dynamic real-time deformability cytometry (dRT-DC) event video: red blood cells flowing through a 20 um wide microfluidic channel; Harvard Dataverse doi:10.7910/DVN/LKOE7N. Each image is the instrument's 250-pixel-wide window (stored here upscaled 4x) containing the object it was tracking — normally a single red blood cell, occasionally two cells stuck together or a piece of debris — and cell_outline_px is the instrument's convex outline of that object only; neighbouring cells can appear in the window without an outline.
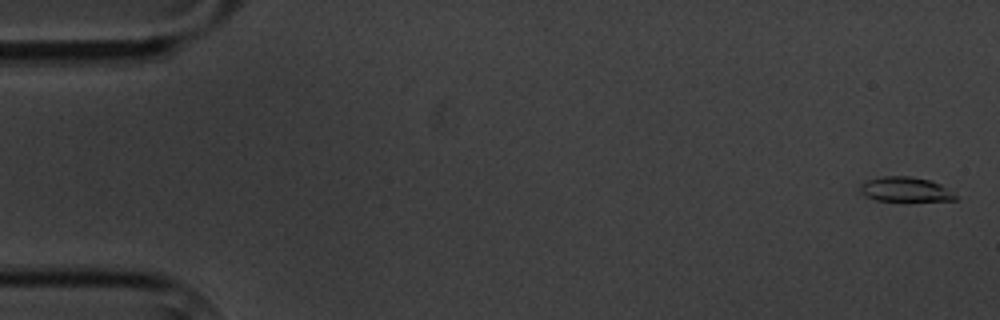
{"species": "common noctule bat (a hibernating species)", "species_latin": "Nyctalus noctula", "temperature_condition": "cold", "stored_images_in_passage": 10, "camera_frame_rate_fps": 3000, "um_per_image_px": 0.085, "animal": {"sex": "male", "body_mass_g": 20.1, "forearm_length_mm": 53.5}, "frame": {"image": 1, "passage_image": 1, "time_ms": 0.0, "image_size_px": [1000, 320], "cell_outline_px": [[960, 196], [956, 200], [876, 200], [864, 196], [860, 192], [860, 184], [868, 180], [880, 176], [908, 176], [928, 180], [940, 184]], "centroid_in_image_um": [76.95, 16.09], "position_along_channel_um": 8.1, "area_um2": 13.58}}
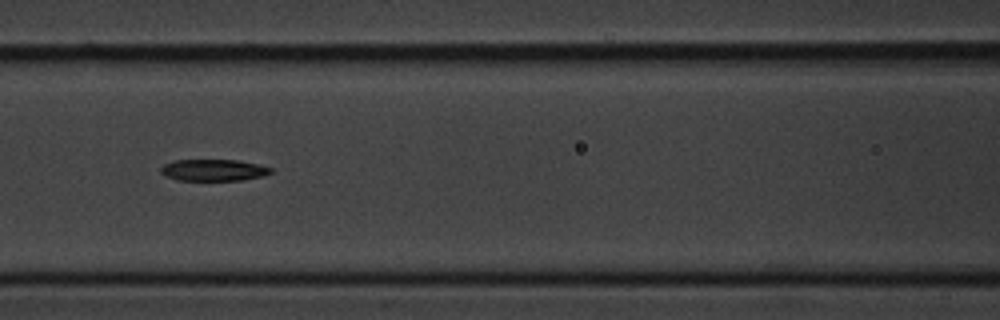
{"frame": {"image": 2, "passage_image": 7, "time_ms": 8.0, "image_size_px": [1000, 320], "cell_outline_px": [[272, 172], [264, 176], [244, 180], [176, 180], [160, 172], [160, 168], [164, 164], [172, 160], [236, 160], [256, 164], [272, 168]], "centroid_in_image_um": [18.14, 14.46], "position_along_channel_um": 148.5, "area_um2": 13.81}}
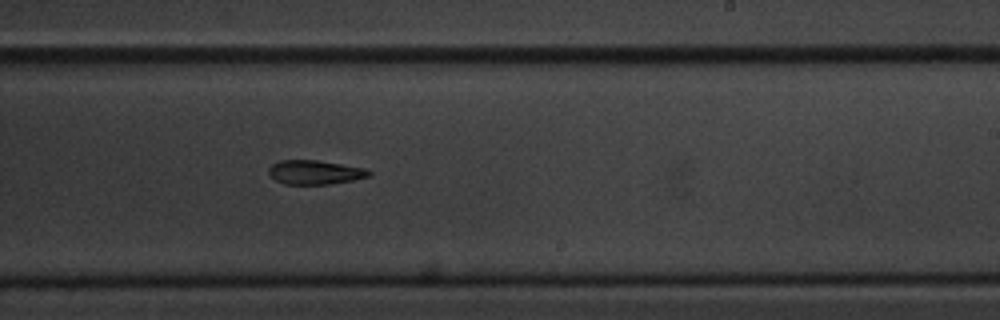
{"frame": {"image": 3, "passage_image": 10, "time_ms": 11.333, "image_size_px": [1000, 320], "cell_outline_px": [[372, 172], [368, 176], [352, 180], [328, 184], [284, 184], [276, 180], [268, 172], [268, 168], [272, 164], [280, 160], [316, 160], [368, 168]], "centroid_in_image_um": [26.77, 14.63], "position_along_channel_um": 262.2, "area_um2": 14.05}}